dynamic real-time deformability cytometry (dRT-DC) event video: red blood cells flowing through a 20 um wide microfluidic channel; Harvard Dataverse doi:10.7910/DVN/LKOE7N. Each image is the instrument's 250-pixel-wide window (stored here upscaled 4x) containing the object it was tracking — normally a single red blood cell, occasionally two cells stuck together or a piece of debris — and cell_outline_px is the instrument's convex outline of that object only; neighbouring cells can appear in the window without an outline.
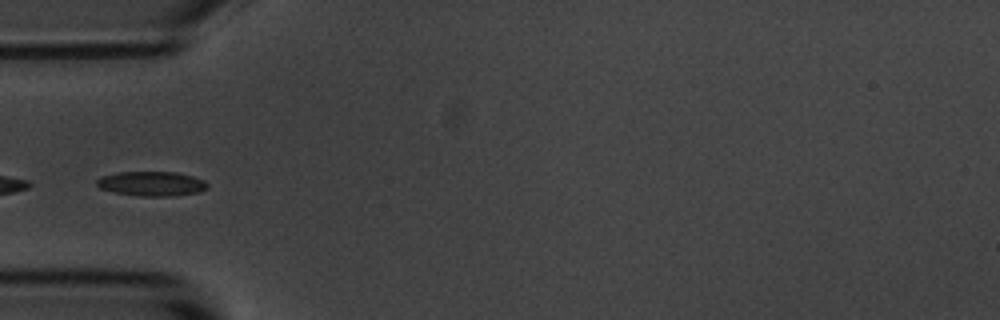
{"species": "common noctule bat (a hibernating species)", "species_latin": "Nyctalus noctula", "temperature_condition": "room temperature", "stored_images_in_passage": 2, "camera_frame_rate_fps": 3000, "um_per_image_px": 0.085, "animal": {"sex": "male", "body_mass_g": 20.1, "forearm_length_mm": 53.5}, "frame": {"image": 1, "passage_image": 2, "time_ms": 1.333, "image_size_px": [1000, 320], "cell_outline_px": [[208, 188], [200, 192], [172, 196], [140, 196], [112, 192], [100, 188], [96, 184], [96, 180], [100, 176], [116, 172], [176, 172], [192, 176], [204, 180], [208, 184]], "centroid_in_image_um": [12.87, 15.61], "position_along_channel_um": 72.1, "area_um2": 16.01}}